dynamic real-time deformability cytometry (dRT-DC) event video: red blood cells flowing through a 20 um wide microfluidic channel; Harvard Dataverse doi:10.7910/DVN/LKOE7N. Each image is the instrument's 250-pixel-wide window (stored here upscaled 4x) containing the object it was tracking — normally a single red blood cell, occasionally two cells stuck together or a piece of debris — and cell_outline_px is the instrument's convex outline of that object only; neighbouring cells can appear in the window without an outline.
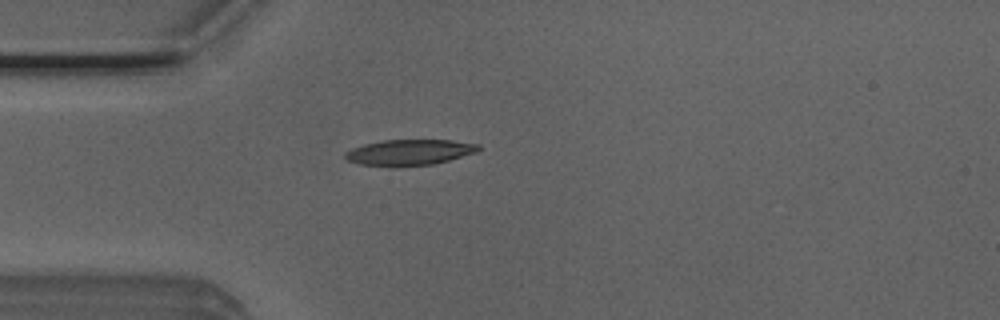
{"species": "Egyptian fruit bat (a non-hibernating species)", "species_latin": "Rousettus aegyptiacus", "temperature_condition": "room temperature", "stored_images_in_passage": 3, "camera_frame_rate_fps": 3000, "um_per_image_px": 0.085, "animal": {"sex": "male"}, "frame": {"image": 1, "passage_image": 3, "time_ms": 0.667, "image_size_px": [1000, 320], "cell_outline_px": [[480, 148], [476, 152], [448, 160], [432, 164], [388, 168], [360, 164], [348, 160], [344, 156], [344, 152], [352, 148], [364, 144], [384, 140], [452, 140], [480, 144]], "centroid_in_image_um": [34.76, 12.96], "position_along_channel_um": 50.2, "area_um2": 20.23}}